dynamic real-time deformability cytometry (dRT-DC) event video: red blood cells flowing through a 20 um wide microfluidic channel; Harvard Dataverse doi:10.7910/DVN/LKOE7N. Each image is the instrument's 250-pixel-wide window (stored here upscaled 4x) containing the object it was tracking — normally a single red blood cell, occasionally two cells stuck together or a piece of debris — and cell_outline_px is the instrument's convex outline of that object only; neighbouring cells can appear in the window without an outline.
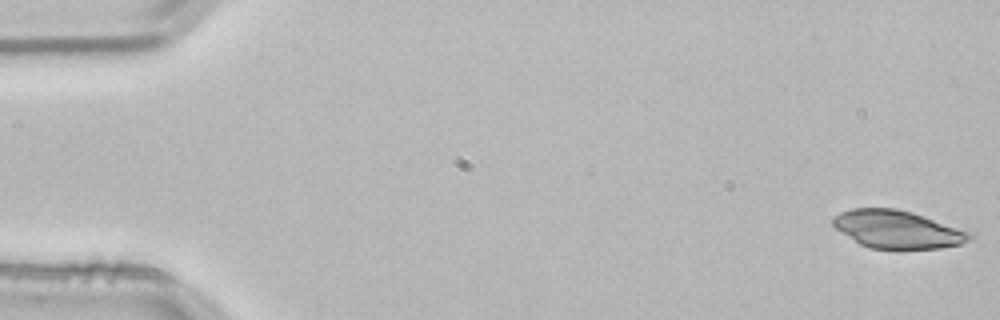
{"species": "common noctule bat (a hibernating species)", "species_latin": "Nyctalus noctula", "temperature_condition": "room temperature", "stored_images_in_passage": 5, "camera_frame_rate_fps": 3000, "um_per_image_px": 0.085, "animal": {"sex": "male", "body_mass_g": 21.5, "forearm_length_mm": 52.0}, "frame": {"image": 1, "passage_image": 1, "time_ms": 0.0, "image_size_px": [1000, 320], "cell_outline_px": [[976, 232], [968, 240], [960, 244], [940, 248], [900, 252], [872, 248], [860, 244], [836, 228], [832, 224], [832, 216], [840, 212], [852, 208], [896, 208], [912, 212]], "centroid_in_image_um": [76.34, 19.53], "position_along_channel_um": 8.7, "area_um2": 31.15}}